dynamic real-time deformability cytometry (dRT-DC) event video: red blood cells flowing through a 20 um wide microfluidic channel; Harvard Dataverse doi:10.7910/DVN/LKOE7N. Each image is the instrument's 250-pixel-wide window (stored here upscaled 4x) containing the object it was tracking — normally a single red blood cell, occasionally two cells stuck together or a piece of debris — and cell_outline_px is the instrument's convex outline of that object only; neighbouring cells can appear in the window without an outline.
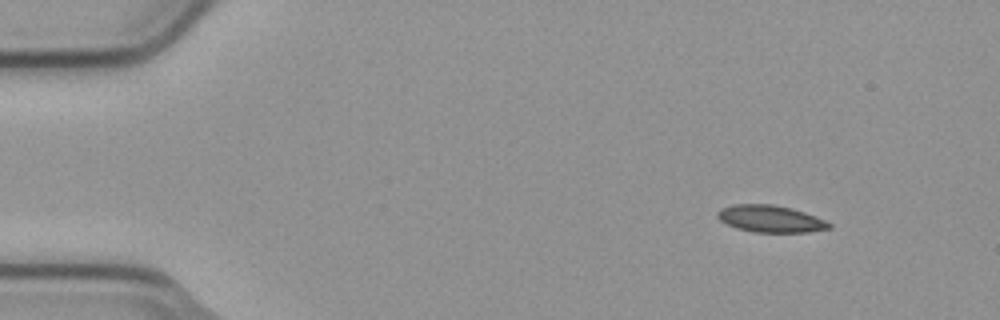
{"species": "common noctule bat (a hibernating species)", "species_latin": "Nyctalus noctula", "temperature_condition": "cold", "stored_images_in_passage": 4, "camera_frame_rate_fps": 3000, "um_per_image_px": 0.085, "animal": {"sex": "male", "body_mass_g": 23.1, "forearm_length_mm": 52.7}, "frame": {"image": 1, "passage_image": 1, "time_ms": 0.0, "image_size_px": [1000, 320], "cell_outline_px": [[832, 228], [808, 232], [756, 232], [736, 228], [720, 220], [716, 216], [716, 212], [720, 208], [732, 204], [772, 204], [792, 208], [816, 216], [832, 224]], "centroid_in_image_um": [65.48, 18.59], "position_along_channel_um": 19.5, "area_um2": 17.63}}
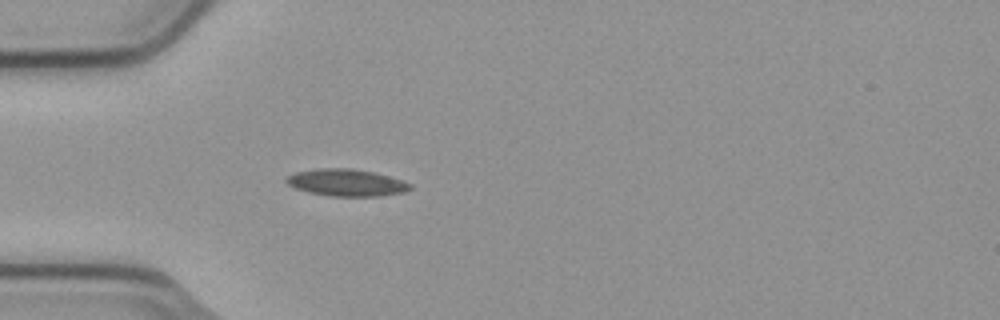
{"frame": {"image": 2, "passage_image": 4, "time_ms": 1.0, "image_size_px": [1000, 320], "cell_outline_px": [[412, 188], [404, 192], [380, 196], [332, 196], [308, 192], [296, 188], [288, 184], [284, 180], [288, 176], [296, 172], [316, 168], [352, 168], [372, 172], [388, 176], [412, 184]], "centroid_in_image_um": [29.44, 15.52], "position_along_channel_um": 55.6, "area_um2": 19.36}}